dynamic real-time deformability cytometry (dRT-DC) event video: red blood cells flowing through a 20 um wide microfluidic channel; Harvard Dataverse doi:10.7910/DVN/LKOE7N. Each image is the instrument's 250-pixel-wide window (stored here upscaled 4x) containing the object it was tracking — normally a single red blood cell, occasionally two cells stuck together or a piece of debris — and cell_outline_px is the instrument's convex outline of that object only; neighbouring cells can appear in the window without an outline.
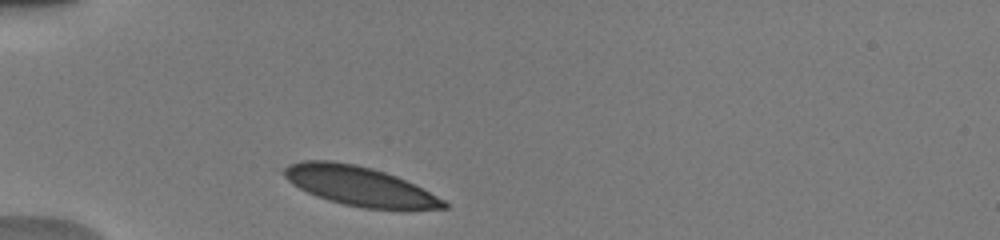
{"species": "human", "species_latin": "Homo sapiens", "temperature_condition": "warm", "stored_images_in_passage": 41, "camera_frame_rate_fps": 3000, "um_per_image_px": 0.085, "donor": {"sex": "male"}, "frame": {"image": 1, "passage_image": 2, "time_ms": 0.333, "image_size_px": [1000, 240], "cell_outline_px": [[448, 208], [364, 208], [344, 204], [328, 200], [316, 196], [292, 184], [284, 176], [284, 168], [288, 164], [300, 160], [332, 160], [356, 164], [372, 168], [396, 176], [444, 200], [448, 204]], "centroid_in_image_um": [30.46, 15.78], "position_along_channel_um": 54.5, "area_um2": 35.89}}
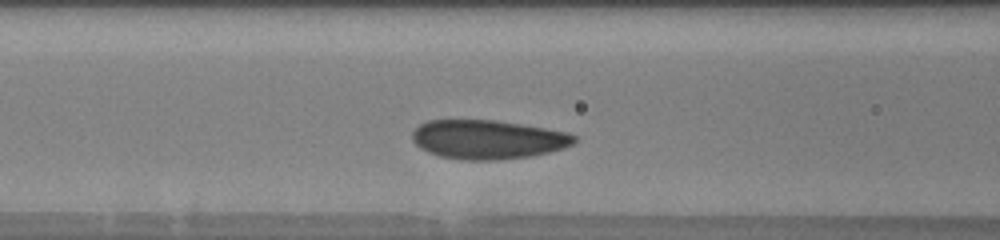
{"frame": {"image": 2, "passage_image": 13, "time_ms": 2.667, "image_size_px": [1000, 240], "cell_outline_px": [[576, 140], [572, 144], [564, 148], [532, 156], [496, 160], [464, 160], [440, 156], [428, 152], [420, 148], [412, 140], [412, 132], [420, 124], [428, 120], [496, 120], [568, 132], [576, 136]], "centroid_in_image_um": [41.45, 11.85], "position_along_channel_um": 125.2, "area_um2": 36.82}}
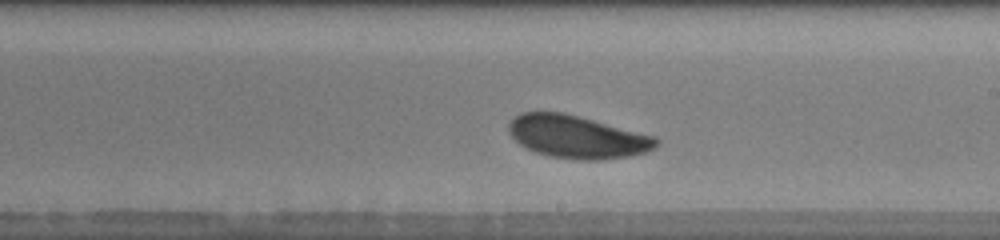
{"frame": {"image": 3, "passage_image": 24, "time_ms": 5.667, "image_size_px": [1000, 240], "cell_outline_px": [[660, 144], [656, 148], [648, 152], [628, 156], [600, 160], [588, 160], [552, 156], [536, 152], [524, 148], [508, 132], [508, 124], [520, 112], [564, 112], [656, 136], [660, 140]], "centroid_in_image_um": [49.1, 11.62], "position_along_channel_um": 239.9, "area_um2": 36.82}, "authors_computed_cell_mechanics": {"area_um2": 36.7608, "velocity_mm_per_s": 3.8304, "shape_relaxation_time_tau1_ms": 1.9677, "shape_relaxation_time_tau2_ms": null, "deformation_change_tau1": 0.0748, "deformation_change_tau2": null}}